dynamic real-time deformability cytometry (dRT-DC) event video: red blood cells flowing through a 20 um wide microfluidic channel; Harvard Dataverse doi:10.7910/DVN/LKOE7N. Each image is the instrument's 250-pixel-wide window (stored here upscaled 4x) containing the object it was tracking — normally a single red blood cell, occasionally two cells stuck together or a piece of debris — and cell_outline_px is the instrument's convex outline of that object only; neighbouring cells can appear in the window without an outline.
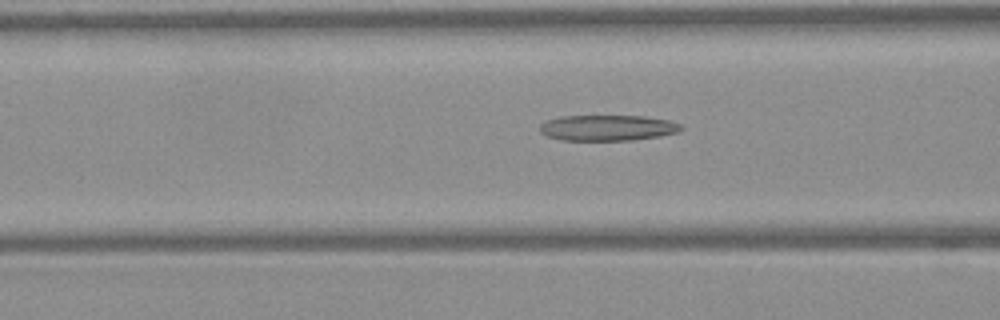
{"species": "Egyptian fruit bat (a non-hibernating species)", "species_latin": "Rousettus aegyptiacus", "temperature_condition": "warm", "stored_images_in_passage": 29, "camera_frame_rate_fps": 3000, "um_per_image_px": 0.085, "frame": {"image": 1, "passage_image": 9, "time_ms": 2.667, "image_size_px": [1000, 320], "cell_outline_px": [[684, 128], [680, 132], [660, 136], [632, 140], [560, 140], [548, 136], [540, 132], [540, 124], [544, 120], [560, 116], [644, 116], [668, 120], [680, 124]], "centroid_in_image_um": [51.64, 10.86], "position_along_channel_um": 115.0, "area_um2": 21.33}}
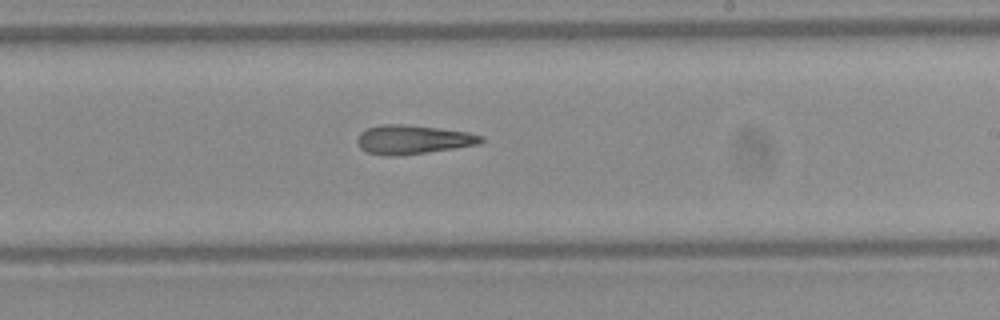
{"frame": {"image": 2, "passage_image": 19, "time_ms": 6.0, "image_size_px": [1000, 320], "cell_outline_px": [[484, 140], [480, 144], [396, 156], [388, 156], [368, 152], [360, 148], [356, 140], [360, 132], [368, 128], [380, 124], [400, 124], [436, 128], [468, 132], [484, 136]], "centroid_in_image_um": [35.07, 11.86], "position_along_channel_um": 253.9, "area_um2": 20.63}}
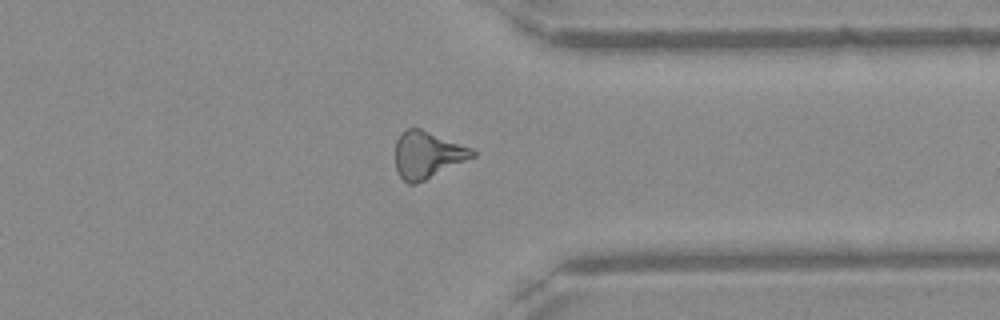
{"frame": {"image": 3, "passage_image": 28, "time_ms": 9.0, "image_size_px": [1000, 320], "cell_outline_px": [[476, 156], [416, 184], [408, 184], [400, 176], [396, 168], [396, 140], [400, 132], [408, 128], [420, 128], [472, 148], [476, 152]], "centroid_in_image_um": [36.32, 13.15], "position_along_channel_um": 375.1, "area_um2": 20.98}}